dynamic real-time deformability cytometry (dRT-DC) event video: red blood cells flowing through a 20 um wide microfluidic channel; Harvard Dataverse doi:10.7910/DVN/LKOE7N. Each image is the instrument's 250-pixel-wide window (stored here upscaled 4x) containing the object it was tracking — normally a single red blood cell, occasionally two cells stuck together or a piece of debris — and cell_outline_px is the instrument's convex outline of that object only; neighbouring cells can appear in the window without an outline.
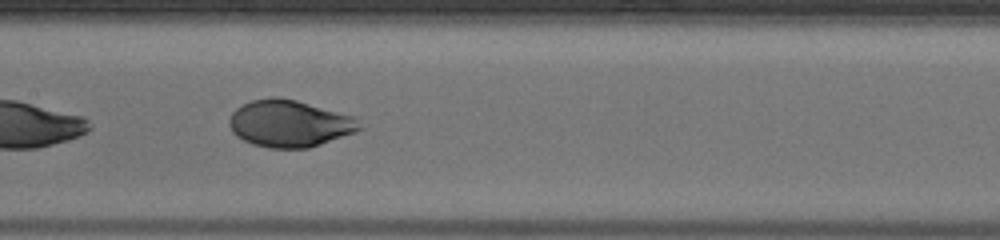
{"species": "human", "species_latin": "Homo sapiens", "temperature_condition": "warm", "stored_images_in_passage": 19, "camera_frame_rate_fps": 3000, "um_per_image_px": 0.085, "donor": {"sex": "male"}, "frame": {"image": 1, "passage_image": 16, "time_ms": 5.0, "image_size_px": [1000, 240], "cell_outline_px": [[364, 128], [356, 132], [308, 148], [268, 148], [252, 144], [236, 136], [232, 132], [228, 124], [228, 120], [232, 112], [236, 108], [252, 100], [272, 96], [280, 96], [296, 100], [356, 116]], "centroid_in_image_um": [24.62, 10.49], "position_along_channel_um": 182.8, "area_um2": 36.01}}